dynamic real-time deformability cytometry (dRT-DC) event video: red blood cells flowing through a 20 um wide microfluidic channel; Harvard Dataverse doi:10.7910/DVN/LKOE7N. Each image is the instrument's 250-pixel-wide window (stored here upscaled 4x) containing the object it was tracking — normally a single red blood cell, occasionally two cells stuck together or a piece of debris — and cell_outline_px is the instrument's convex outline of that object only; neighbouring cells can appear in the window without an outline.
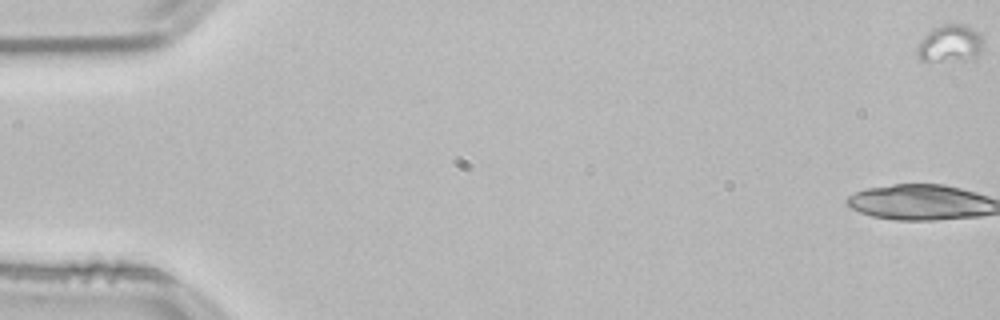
{"species": "common noctule bat (a hibernating species)", "species_latin": "Nyctalus noctula", "temperature_condition": "room temperature", "stored_images_in_passage": 29, "segment_of_instrument_passage": [1, 2], "camera_frame_rate_fps": 3000, "um_per_image_px": 0.085, "animal": {"sex": "male", "body_mass_g": 21.5, "forearm_length_mm": 52.0}, "frame": {"image": 1, "passage_image": 1, "time_ms": 0.0, "image_size_px": [1000, 320], "cell_outline_px": [[984, 44], [976, 60], [920, 60], [916, 56], [916, 48], [920, 40], [932, 28], [944, 24], [964, 24], [980, 32], [984, 40]], "centroid_in_image_um": [80.79, 3.7], "position_along_channel_um": 4.2, "area_um2": 14.74}}